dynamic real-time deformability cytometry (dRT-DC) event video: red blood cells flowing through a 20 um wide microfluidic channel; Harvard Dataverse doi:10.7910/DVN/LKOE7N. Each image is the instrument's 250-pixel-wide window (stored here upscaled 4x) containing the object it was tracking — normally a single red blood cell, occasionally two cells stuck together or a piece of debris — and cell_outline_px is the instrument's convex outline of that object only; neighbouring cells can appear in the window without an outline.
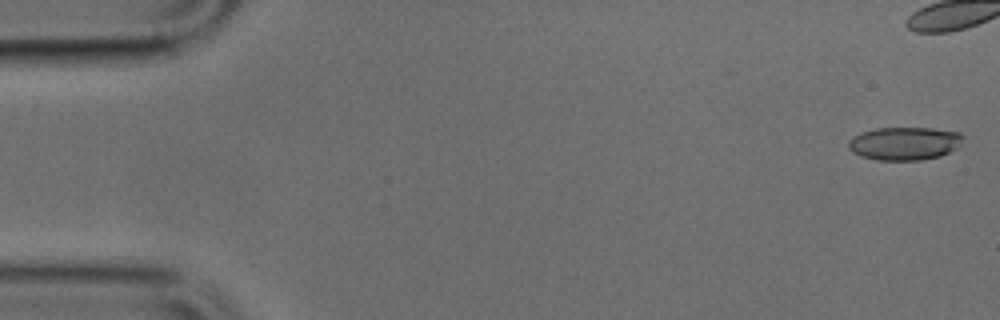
{"species": "common noctule bat (a hibernating species)", "species_latin": "Nyctalus noctula", "temperature_condition": "cold", "stored_images_in_passage": 39, "camera_frame_rate_fps": 3000, "um_per_image_px": 0.085, "animal": {"sex": "male", "body_mass_g": 17.9, "forearm_length_mm": 54.2}, "frame": {"image": 1, "passage_image": 1, "time_ms": 0.0, "image_size_px": [1000, 320], "cell_outline_px": [[964, 136], [956, 148], [940, 156], [920, 160], [880, 160], [864, 156], [852, 152], [848, 148], [848, 140], [860, 132], [876, 128], [932, 128], [960, 132]], "centroid_in_image_um": [76.87, 12.18], "position_along_channel_um": 8.1, "area_um2": 22.02}}
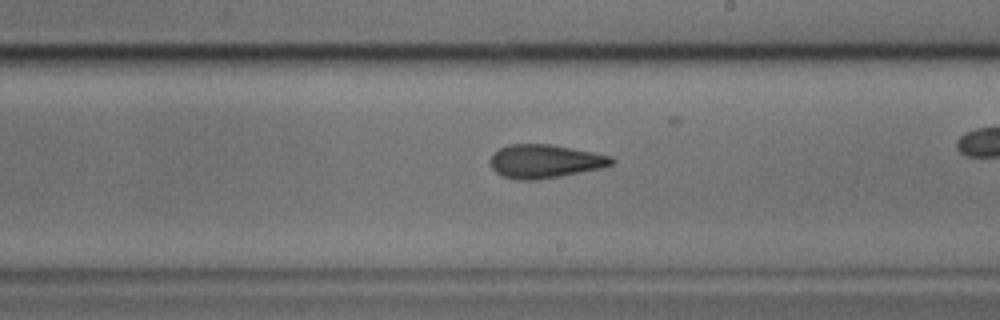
{"frame": {"image": 2, "passage_image": 28, "time_ms": 9.0, "image_size_px": [1000, 320], "cell_outline_px": [[616, 160], [612, 164], [604, 168], [560, 176], [536, 180], [520, 180], [504, 176], [496, 172], [492, 168], [492, 156], [500, 148], [512, 144], [552, 144], [612, 156]], "centroid_in_image_um": [46.38, 13.71], "position_along_channel_um": 242.6, "area_um2": 23.52}}
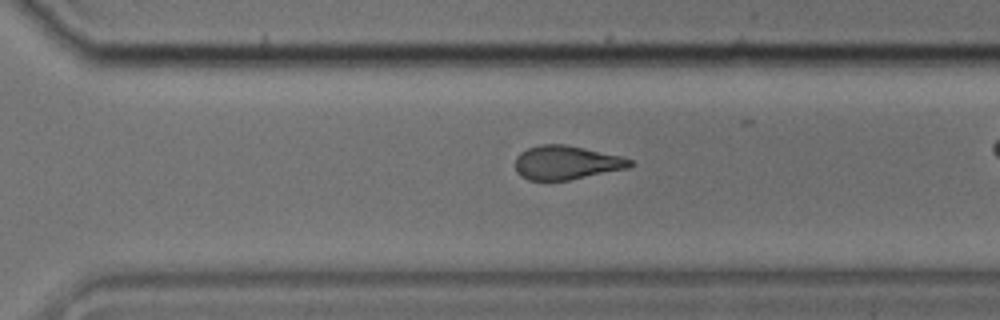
{"frame": {"image": 3, "passage_image": 34, "time_ms": 11.0, "image_size_px": [1000, 320], "cell_outline_px": [[636, 164], [628, 168], [568, 180], [528, 180], [520, 176], [516, 168], [516, 156], [520, 152], [528, 148], [540, 144], [564, 144], [584, 148], [620, 156], [632, 160]], "centroid_in_image_um": [48.14, 13.82], "position_along_channel_um": 322.5, "area_um2": 22.54}}